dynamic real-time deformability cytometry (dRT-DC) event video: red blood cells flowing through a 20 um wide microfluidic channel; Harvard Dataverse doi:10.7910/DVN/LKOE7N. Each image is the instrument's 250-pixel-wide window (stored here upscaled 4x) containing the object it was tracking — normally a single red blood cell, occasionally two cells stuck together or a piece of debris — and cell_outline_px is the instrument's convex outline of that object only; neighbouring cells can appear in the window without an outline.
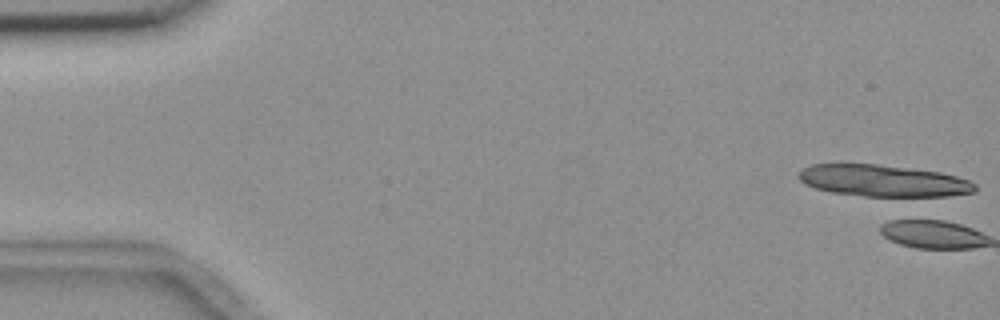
{"species": "common noctule bat (a hibernating species)", "species_latin": "Nyctalus noctula", "temperature_condition": "room temperature", "stored_images_in_passage": 10, "camera_frame_rate_fps": 3000, "um_per_image_px": 0.085, "animal": {"sex": "female", "body_mass_g": 18.4}, "frame": {"image": 1, "passage_image": 1, "time_ms": 0.0, "image_size_px": [1000, 320], "cell_outline_px": [[976, 192], [948, 196], [864, 196], [832, 192], [816, 188], [804, 184], [796, 176], [804, 168], [812, 164], [876, 164], [940, 172], [956, 176], [968, 180], [976, 184]], "centroid_in_image_um": [75.08, 15.36], "position_along_channel_um": 9.9, "area_um2": 32.43}}
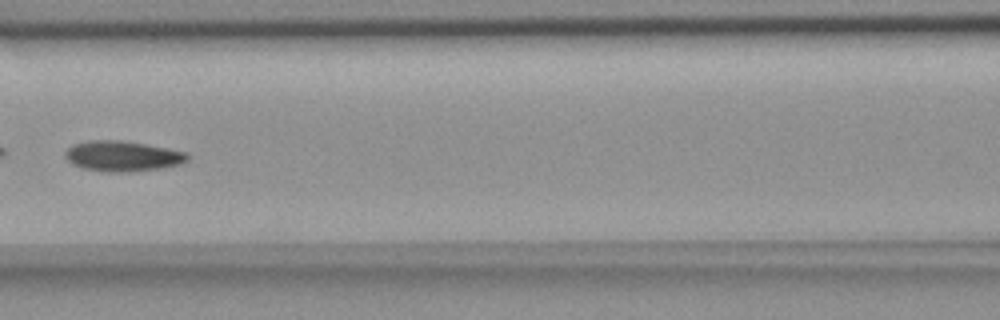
{"frame": {"image": 2, "passage_image": 7, "time_ms": 8.333, "image_size_px": [1000, 320], "cell_outline_px": [[188, 160], [180, 164], [164, 168], [128, 172], [108, 172], [84, 168], [72, 164], [64, 156], [64, 152], [72, 144], [92, 140], [120, 140], [168, 148], [188, 152]], "centroid_in_image_um": [10.42, 13.27], "position_along_channel_um": 156.2, "area_um2": 21.73}}
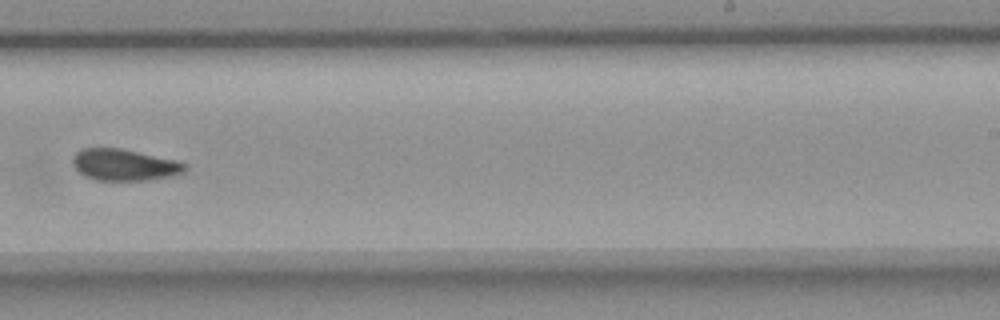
{"frame": {"image": 3, "passage_image": 10, "time_ms": 11.667, "image_size_px": [1000, 320], "cell_outline_px": [[188, 168], [184, 172], [172, 176], [148, 180], [96, 180], [84, 176], [72, 164], [72, 156], [80, 148], [120, 148], [176, 160], [188, 164]], "centroid_in_image_um": [10.57, 14.01], "position_along_channel_um": 278.4, "area_um2": 20.75}}